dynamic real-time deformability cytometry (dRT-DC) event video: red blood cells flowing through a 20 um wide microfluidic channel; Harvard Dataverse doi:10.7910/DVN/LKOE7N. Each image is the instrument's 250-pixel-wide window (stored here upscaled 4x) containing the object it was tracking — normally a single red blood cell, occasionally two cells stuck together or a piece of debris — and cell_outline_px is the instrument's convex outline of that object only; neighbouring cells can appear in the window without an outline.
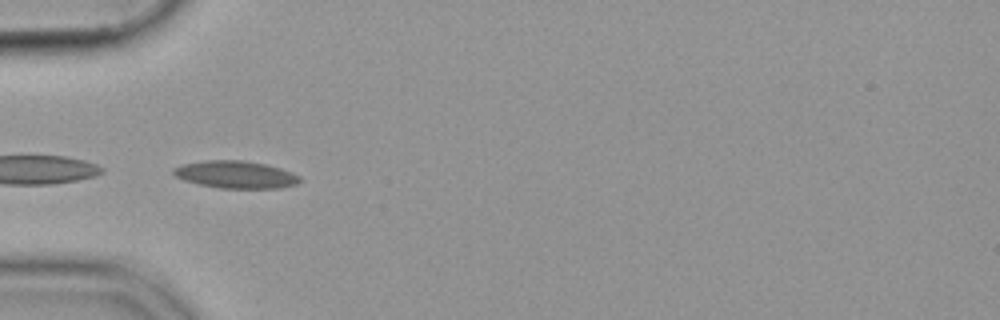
{"species": "common noctule bat (a hibernating species)", "species_latin": "Nyctalus noctula", "temperature_condition": "cold", "stored_images_in_passage": 41, "camera_frame_rate_fps": 3000, "um_per_image_px": 0.085, "animal": {"sex": "female", "body_mass_g": 19.9}, "frame": {"image": 1, "passage_image": 7, "time_ms": 2.0, "image_size_px": [1000, 320], "cell_outline_px": [[300, 180], [296, 184], [276, 188], [220, 188], [200, 184], [184, 180], [172, 176], [172, 168], [180, 164], [204, 160], [244, 160], [268, 164], [292, 172], [300, 176]], "centroid_in_image_um": [19.98, 14.82], "position_along_channel_um": 65.0, "area_um2": 20.35}}